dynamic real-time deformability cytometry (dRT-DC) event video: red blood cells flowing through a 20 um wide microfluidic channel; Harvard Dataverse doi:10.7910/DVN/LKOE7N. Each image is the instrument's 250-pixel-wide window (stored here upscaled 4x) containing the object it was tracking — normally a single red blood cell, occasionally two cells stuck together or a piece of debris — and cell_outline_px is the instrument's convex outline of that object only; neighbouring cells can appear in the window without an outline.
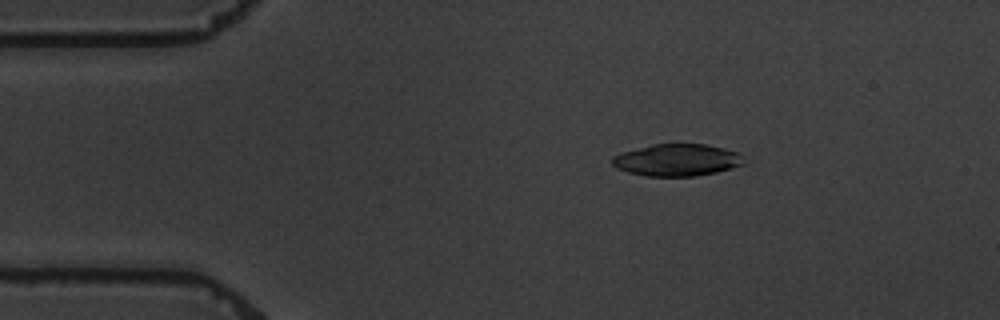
{"species": "common noctule bat (a hibernating species)", "species_latin": "Nyctalus noctula", "temperature_condition": "warm", "stored_images_in_passage": 5, "camera_frame_rate_fps": 3000, "um_per_image_px": 0.085, "animal": {"sex": "male", "body_mass_g": 19.5, "forearm_length_mm": 54.6}, "frame": {"image": 1, "passage_image": 3, "time_ms": 2.333, "image_size_px": [1000, 320], "cell_outline_px": [[744, 164], [716, 172], [696, 176], [644, 176], [628, 172], [616, 168], [612, 164], [612, 156], [620, 152], [652, 144], [704, 144], [724, 148], [736, 152], [740, 156]], "centroid_in_image_um": [57.47, 13.6], "position_along_channel_um": 27.5, "area_um2": 24.51}}
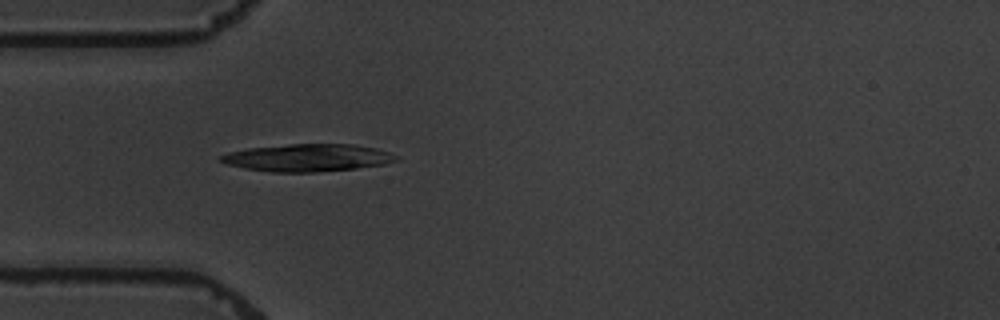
{"frame": {"image": 2, "passage_image": 5, "time_ms": 4.667, "image_size_px": [1000, 320], "cell_outline_px": [[396, 160], [384, 164], [356, 168], [312, 172], [272, 172], [244, 168], [228, 164], [220, 160], [220, 156], [228, 152], [248, 148], [288, 144], [356, 144], [376, 148], [388, 152], [396, 156]], "centroid_in_image_um": [26.13, 13.4], "position_along_channel_um": 58.9, "area_um2": 27.8}}